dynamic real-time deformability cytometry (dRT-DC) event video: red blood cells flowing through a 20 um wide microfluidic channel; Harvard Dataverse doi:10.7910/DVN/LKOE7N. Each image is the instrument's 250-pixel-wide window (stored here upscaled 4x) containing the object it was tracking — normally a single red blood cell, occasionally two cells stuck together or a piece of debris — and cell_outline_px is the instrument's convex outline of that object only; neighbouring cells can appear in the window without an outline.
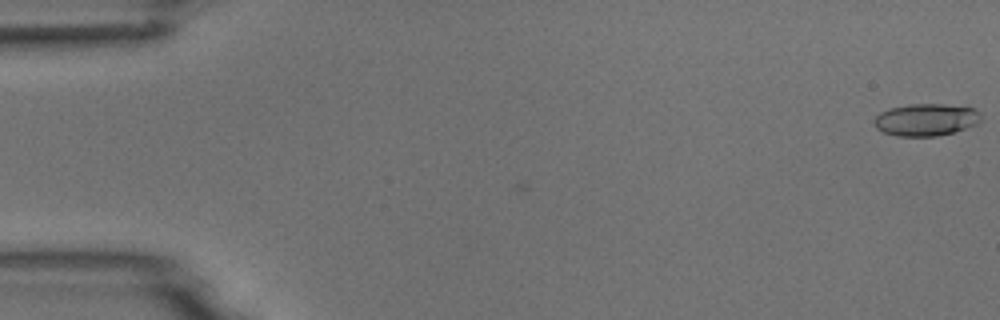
{"species": "common noctule bat (a hibernating species)", "species_latin": "Nyctalus noctula", "temperature_condition": "room temperature", "stored_images_in_passage": 2, "camera_frame_rate_fps": 3000, "um_per_image_px": 0.085, "animal": {"sex": "male", "body_mass_g": 18.8}, "frame": {"image": 1, "passage_image": 2, "time_ms": 1.0, "image_size_px": [1000, 320], "cell_outline_px": [[980, 120], [976, 124], [952, 132], [936, 136], [896, 136], [884, 132], [876, 128], [872, 120], [880, 112], [888, 108], [908, 104], [944, 104], [972, 108], [980, 112]], "centroid_in_image_um": [78.65, 10.17], "position_along_channel_um": 6.3, "area_um2": 20.0}}